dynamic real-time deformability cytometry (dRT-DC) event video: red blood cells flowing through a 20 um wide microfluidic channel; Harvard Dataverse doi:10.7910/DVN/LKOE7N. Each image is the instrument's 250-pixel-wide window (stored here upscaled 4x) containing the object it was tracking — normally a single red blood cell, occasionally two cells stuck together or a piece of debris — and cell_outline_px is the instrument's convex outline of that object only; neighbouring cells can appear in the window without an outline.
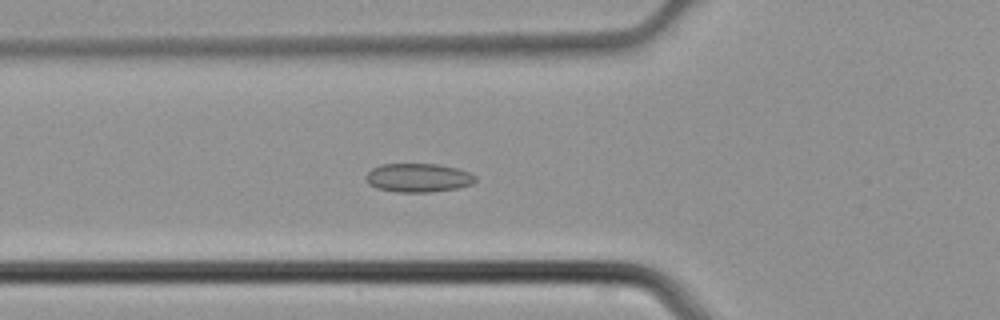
{"species": "common noctule bat (a hibernating species)", "species_latin": "Nyctalus noctula", "temperature_condition": "cold", "stored_images_in_passage": 44, "camera_frame_rate_fps": 3000, "um_per_image_px": 0.085, "animal": {"sex": "male", "body_mass_g": 21.5, "forearm_length_mm": 52.0}, "frame": {"image": 1, "passage_image": 16, "time_ms": 5.0, "image_size_px": [1000, 320], "cell_outline_px": [[476, 180], [472, 184], [456, 188], [432, 192], [396, 192], [376, 188], [368, 184], [364, 176], [372, 168], [380, 164], [436, 164], [456, 168], [468, 172], [476, 176]], "centroid_in_image_um": [35.51, 15.11], "position_along_channel_um": 90.3, "area_um2": 18.38}}
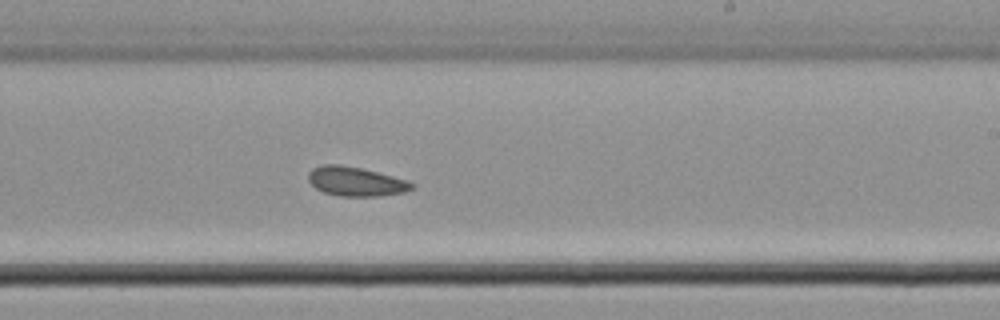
{"frame": {"image": 2, "passage_image": 27, "time_ms": 8.667, "image_size_px": [1000, 320], "cell_outline_px": [[416, 188], [404, 192], [380, 196], [340, 196], [324, 192], [316, 188], [308, 180], [308, 172], [312, 168], [324, 164], [340, 164], [360, 168], [408, 180], [416, 184]], "centroid_in_image_um": [30.26, 15.42], "position_along_channel_um": 258.7, "area_um2": 17.69}}
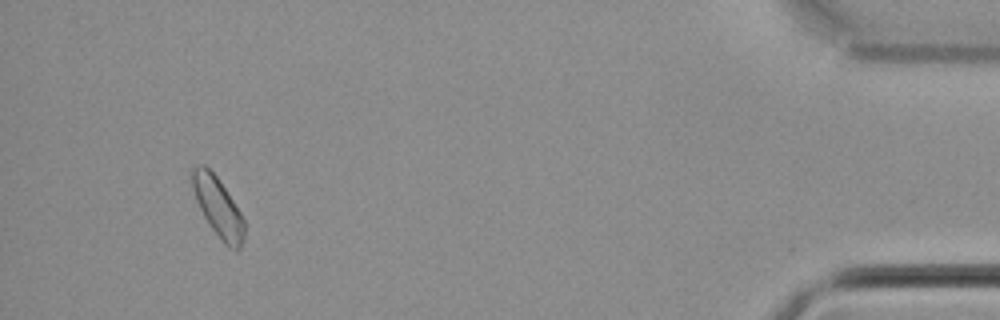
{"frame": {"image": 3, "passage_image": 42, "time_ms": 13.667, "image_size_px": [1000, 320], "cell_outline_px": [[244, 240], [240, 248], [236, 252], [228, 248], [224, 244], [212, 228], [204, 216], [196, 200], [192, 188], [192, 168], [196, 164], [204, 164], [216, 176], [240, 212], [244, 220]], "centroid_in_image_um": [18.53, 17.63], "position_along_channel_um": 416.7, "area_um2": 17.86}}